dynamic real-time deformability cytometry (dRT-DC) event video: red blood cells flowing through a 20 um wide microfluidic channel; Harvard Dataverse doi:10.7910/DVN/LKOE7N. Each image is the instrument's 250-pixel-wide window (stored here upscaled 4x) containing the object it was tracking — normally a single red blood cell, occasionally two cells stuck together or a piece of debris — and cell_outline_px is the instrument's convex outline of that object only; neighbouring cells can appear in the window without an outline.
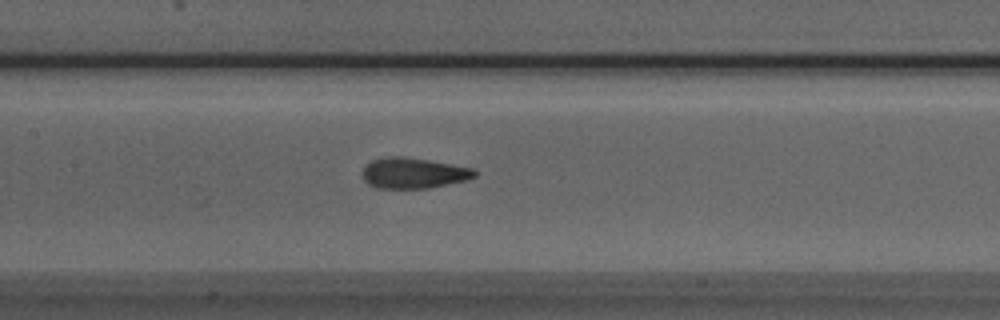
{"species": "Egyptian fruit bat (a non-hibernating species)", "species_latin": "Rousettus aegyptiacus", "temperature_condition": "room temperature", "stored_images_in_passage": 42, "camera_frame_rate_fps": 3000, "um_per_image_px": 0.085, "animal": {"sex": "male"}, "frame": {"image": 1, "passage_image": 24, "time_ms": 7.667, "image_size_px": [1000, 320], "cell_outline_px": [[476, 176], [468, 180], [428, 188], [376, 188], [368, 184], [364, 180], [364, 168], [372, 160], [388, 156], [404, 156], [428, 160], [472, 168], [476, 172]], "centroid_in_image_um": [35.15, 14.71], "position_along_channel_um": 172.2, "area_um2": 19.88}}
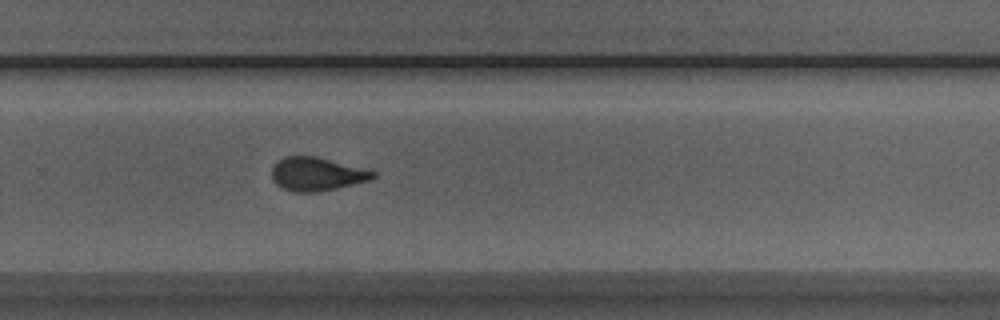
{"frame": {"image": 2, "passage_image": 34, "time_ms": 11.0, "image_size_px": [1000, 320], "cell_outline_px": [[376, 176], [372, 180], [320, 192], [296, 192], [284, 188], [276, 184], [272, 180], [272, 168], [284, 156], [316, 156], [376, 172]], "centroid_in_image_um": [26.94, 14.8], "position_along_channel_um": 302.9, "area_um2": 19.59}}
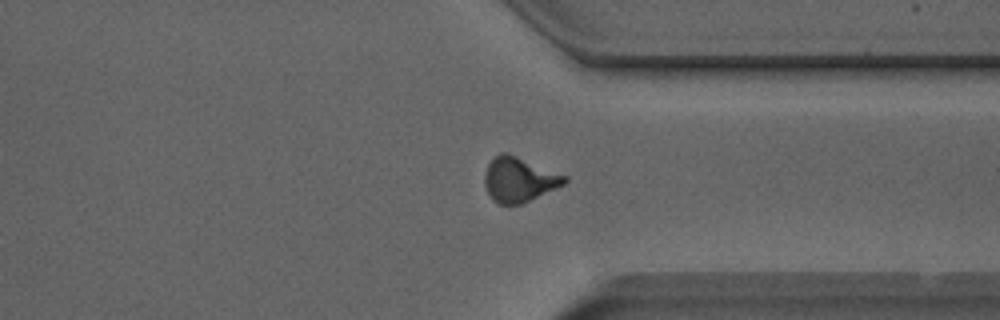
{"frame": {"image": 3, "passage_image": 39, "time_ms": 12.667, "image_size_px": [1000, 320], "cell_outline_px": [[568, 180], [564, 184], [556, 188], [520, 204], [500, 204], [492, 200], [484, 184], [484, 176], [488, 164], [500, 152], [508, 152], [568, 176]], "centroid_in_image_um": [44.12, 15.24], "position_along_channel_um": 367.3, "area_um2": 20.75}}